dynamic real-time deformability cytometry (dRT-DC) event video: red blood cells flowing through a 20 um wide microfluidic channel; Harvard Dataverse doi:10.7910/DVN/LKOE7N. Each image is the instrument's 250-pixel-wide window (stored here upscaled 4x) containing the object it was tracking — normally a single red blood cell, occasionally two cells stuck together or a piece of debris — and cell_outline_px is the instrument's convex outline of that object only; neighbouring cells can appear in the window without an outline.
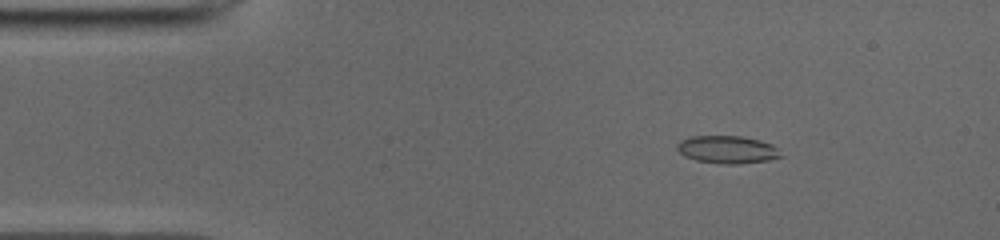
{"species": "common noctule bat (a hibernating species)", "species_latin": "Nyctalus noctula", "temperature_condition": "cold", "stored_images_in_passage": 50, "camera_frame_rate_fps": 3000, "um_per_image_px": 0.085, "animal": {"sex": "male", "body_mass_g": 19.0, "forearm_length_mm": 50.8}, "frame": {"image": 1, "passage_image": 7, "time_ms": 2.0, "image_size_px": [1000, 240], "cell_outline_px": [[784, 156], [768, 160], [740, 164], [724, 164], [696, 160], [684, 156], [676, 148], [676, 144], [680, 140], [692, 136], [740, 136], [760, 140], [772, 144]], "centroid_in_image_um": [61.82, 12.71], "position_along_channel_um": 23.2, "area_um2": 16.76}}
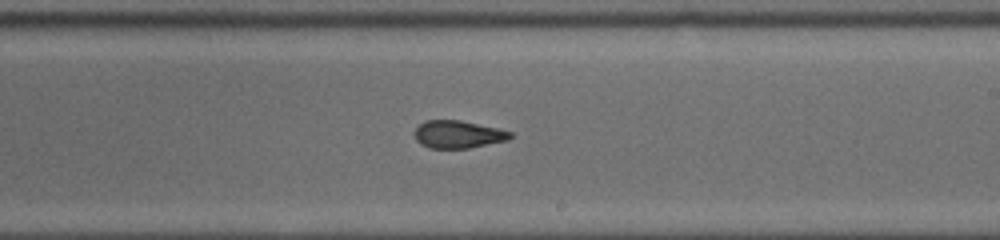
{"frame": {"image": 2, "passage_image": 29, "time_ms": 9.333, "image_size_px": [1000, 240], "cell_outline_px": [[512, 136], [508, 140], [468, 148], [428, 148], [420, 144], [416, 140], [416, 128], [424, 120], [460, 120], [496, 128], [512, 132]], "centroid_in_image_um": [38.92, 11.42], "position_along_channel_um": 250.1, "area_um2": 15.26}}
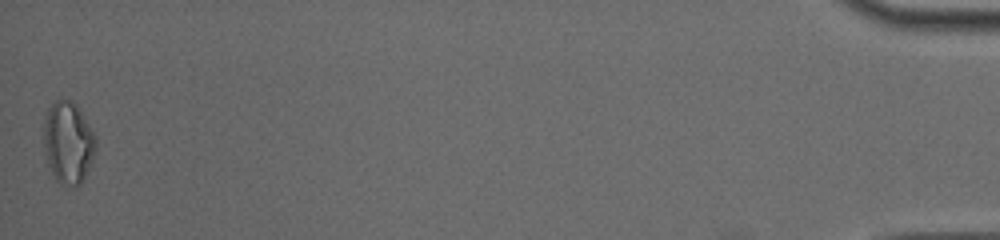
{"frame": {"image": 3, "passage_image": 50, "time_ms": 16.333, "image_size_px": [1000, 240], "cell_outline_px": [[96, 148], [92, 160], [80, 184], [60, 184], [56, 180], [48, 164], [44, 152], [44, 116], [48, 108], [56, 100], [68, 100], [80, 108], [96, 136]], "centroid_in_image_um": [5.79, 12.08], "position_along_channel_um": 429.4, "area_um2": 24.68}, "authors_computed_cell_mechanics": {"area_um2": 16.7042, "velocity_mm_per_s": 3.9592, "shape_relaxation_time_tau1_ms": null, "shape_relaxation_time_tau2_ms": 1.5462, "deformation_change_tau1": null, "deformation_change_tau2": 0.076}}